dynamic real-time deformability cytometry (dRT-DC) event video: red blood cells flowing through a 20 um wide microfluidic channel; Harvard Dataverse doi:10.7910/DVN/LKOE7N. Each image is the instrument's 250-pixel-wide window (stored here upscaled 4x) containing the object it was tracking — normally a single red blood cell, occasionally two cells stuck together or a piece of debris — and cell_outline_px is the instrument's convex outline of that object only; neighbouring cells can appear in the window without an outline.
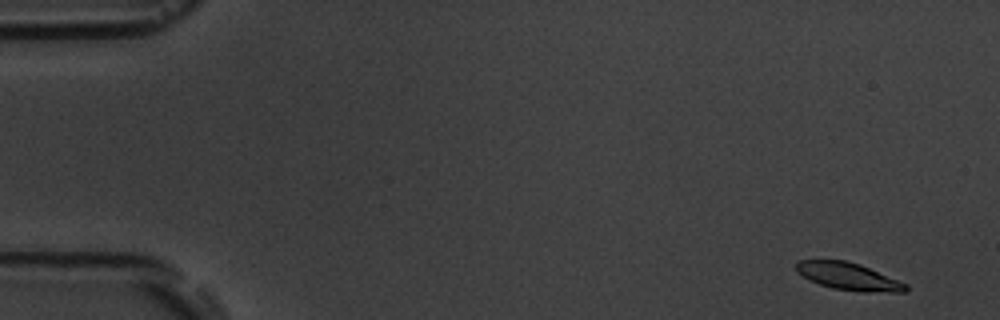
{"species": "common noctule bat (a hibernating species)", "species_latin": "Nyctalus noctula", "temperature_condition": "room temperature", "stored_images_in_passage": 5, "camera_frame_rate_fps": 3000, "um_per_image_px": 0.085, "animal": {"sex": "male", "body_mass_g": 19.5, "forearm_length_mm": 54.6}, "frame": {"image": 1, "passage_image": 1, "time_ms": 0.0, "image_size_px": [1000, 320], "cell_outline_px": [[908, 292], [864, 292], [832, 288], [808, 280], [796, 272], [796, 264], [800, 260], [844, 260], [860, 264], [908, 284]], "centroid_in_image_um": [72.13, 23.5], "position_along_channel_um": 12.9, "area_um2": 17.51}}
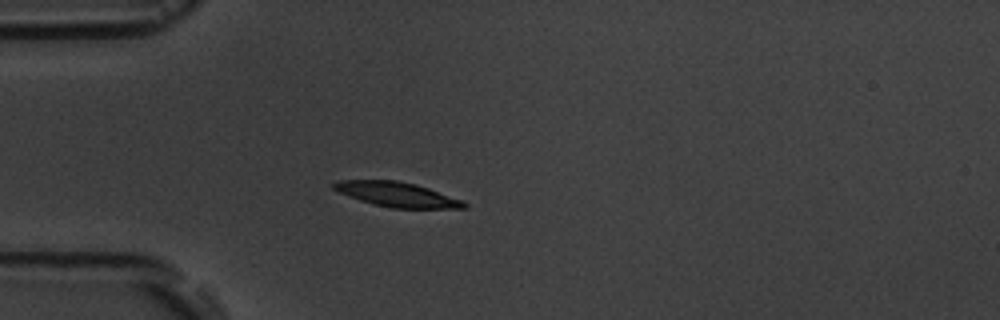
{"frame": {"image": 2, "passage_image": 4, "time_ms": 4.333, "image_size_px": [1000, 320], "cell_outline_px": [[468, 208], [392, 208], [372, 204], [360, 200], [340, 192], [332, 188], [332, 184], [336, 180], [396, 180], [416, 184], [464, 200], [468, 204]], "centroid_in_image_um": [33.77, 16.53], "position_along_channel_um": 51.2, "area_um2": 18.79}}